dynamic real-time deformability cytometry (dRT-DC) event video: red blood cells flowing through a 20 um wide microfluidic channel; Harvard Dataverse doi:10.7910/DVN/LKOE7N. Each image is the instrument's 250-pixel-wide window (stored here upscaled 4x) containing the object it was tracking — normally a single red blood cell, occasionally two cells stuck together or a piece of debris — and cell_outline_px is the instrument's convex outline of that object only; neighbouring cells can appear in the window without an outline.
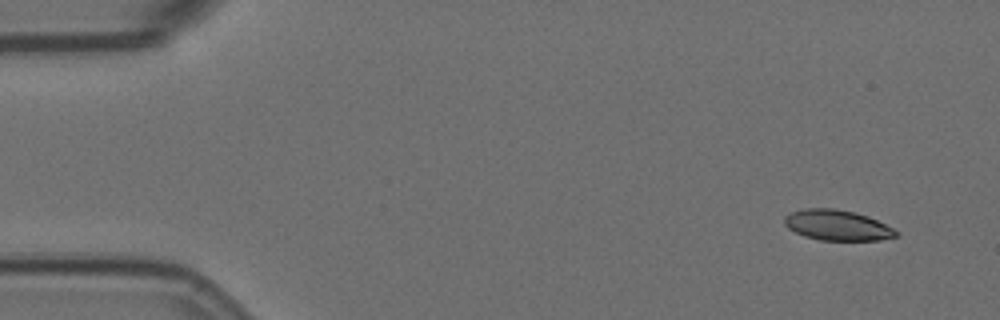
{"species": "Egyptian fruit bat (a non-hibernating species)", "species_latin": "Rousettus aegyptiacus", "temperature_condition": "room temperature", "stored_images_in_passage": 5, "camera_frame_rate_fps": 3000, "um_per_image_px": 0.085, "animal": {"sex": "female"}, "frame": {"image": 1, "passage_image": 1, "time_ms": 0.0, "image_size_px": [1000, 320], "cell_outline_px": [[900, 236], [880, 240], [820, 240], [804, 236], [788, 228], [784, 224], [784, 216], [792, 212], [804, 208], [836, 208], [856, 212], [868, 216], [900, 232]], "centroid_in_image_um": [71.18, 19.14], "position_along_channel_um": 13.8, "area_um2": 19.94}}
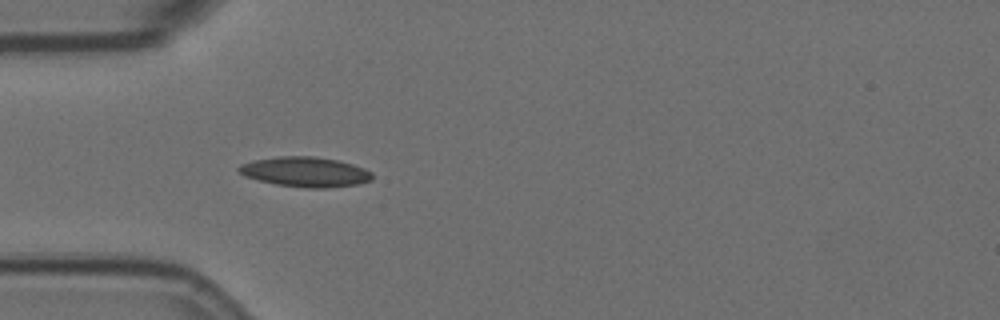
{"frame": {"image": 2, "passage_image": 5, "time_ms": 1.333, "image_size_px": [1000, 320], "cell_outline_px": [[372, 180], [360, 184], [328, 188], [308, 188], [276, 184], [244, 176], [236, 168], [240, 164], [252, 160], [276, 156], [312, 156], [336, 160], [352, 164], [364, 168], [372, 172]], "centroid_in_image_um": [25.95, 14.61], "position_along_channel_um": 59.1, "area_um2": 23.35}}